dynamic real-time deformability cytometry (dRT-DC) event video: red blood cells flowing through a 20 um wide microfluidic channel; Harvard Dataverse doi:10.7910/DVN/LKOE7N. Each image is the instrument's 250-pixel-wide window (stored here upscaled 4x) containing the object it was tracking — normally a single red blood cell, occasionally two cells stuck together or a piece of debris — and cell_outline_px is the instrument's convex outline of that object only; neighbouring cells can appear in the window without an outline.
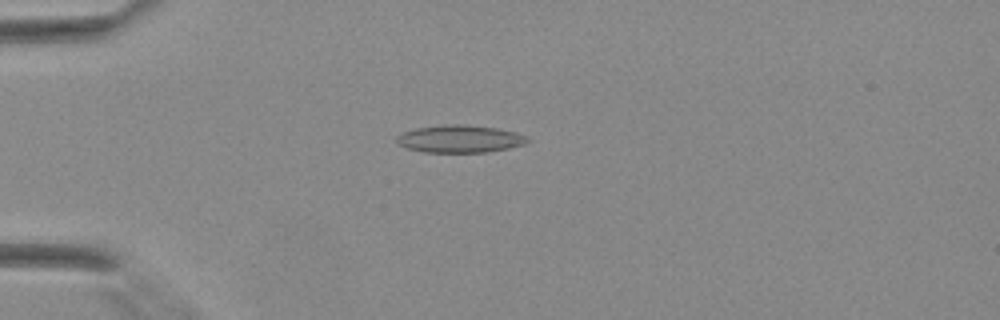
{"species": "Egyptian fruit bat (a non-hibernating species)", "species_latin": "Rousettus aegyptiacus", "temperature_condition": "warm", "stored_images_in_passage": 2, "camera_frame_rate_fps": 3000, "um_per_image_px": 0.085, "animal": {"sex": "female"}, "frame": {"image": 1, "passage_image": 2, "time_ms": 0.333, "image_size_px": [1000, 320], "cell_outline_px": [[532, 140], [524, 144], [508, 148], [488, 152], [424, 152], [408, 148], [400, 144], [396, 140], [396, 136], [404, 132], [416, 128], [448, 124], [464, 124], [496, 128], [516, 132], [528, 136]], "centroid_in_image_um": [39.14, 11.8], "position_along_channel_um": 45.9, "area_um2": 20.92}}